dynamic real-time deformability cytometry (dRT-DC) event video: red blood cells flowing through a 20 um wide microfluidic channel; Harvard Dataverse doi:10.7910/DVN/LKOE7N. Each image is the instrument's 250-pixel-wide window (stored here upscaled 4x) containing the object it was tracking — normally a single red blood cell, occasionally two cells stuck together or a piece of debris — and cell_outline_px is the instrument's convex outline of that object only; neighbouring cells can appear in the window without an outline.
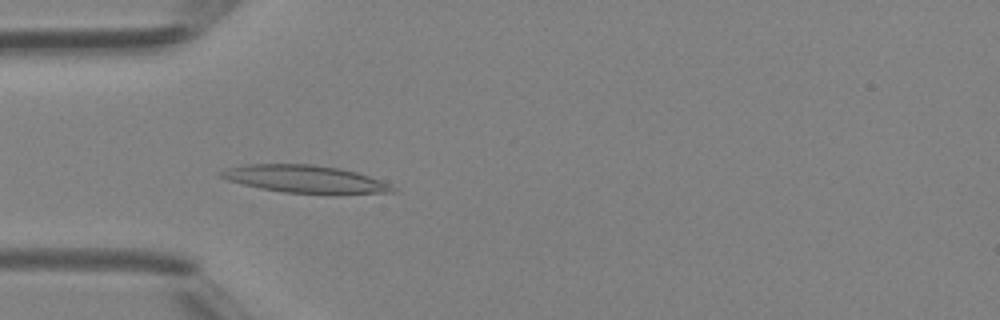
{"species": "Egyptian fruit bat (a non-hibernating species)", "species_latin": "Rousettus aegyptiacus", "temperature_condition": "room temperature", "stored_images_in_passage": 30, "camera_frame_rate_fps": 3000, "um_per_image_px": 0.085, "animal": {"sex": "female"}, "frame": {"image": 1, "passage_image": 6, "time_ms": 1.667, "image_size_px": [1000, 320], "cell_outline_px": [[396, 192], [284, 192], [260, 188], [228, 180], [216, 176], [216, 172], [228, 168], [248, 164], [308, 164], [340, 168], [356, 172], [380, 180], [396, 188]], "centroid_in_image_um": [25.81, 15.18], "position_along_channel_um": 59.2, "area_um2": 26.65}}
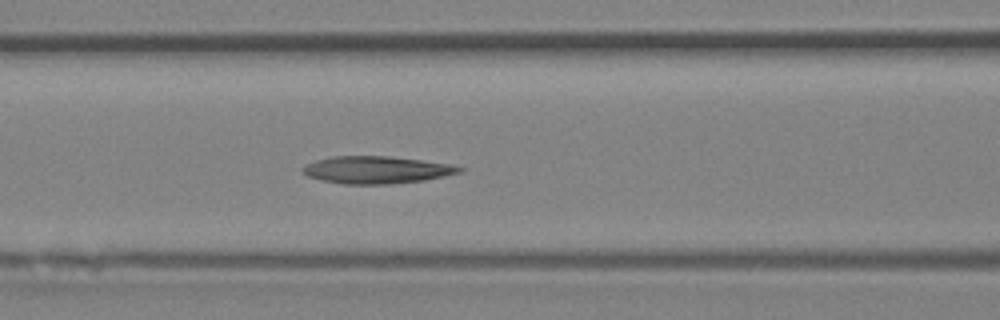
{"frame": {"image": 2, "passage_image": 11, "time_ms": 3.333, "image_size_px": [1000, 320], "cell_outline_px": [[464, 168], [460, 172], [424, 180], [388, 184], [344, 184], [320, 180], [308, 176], [300, 172], [300, 168], [316, 160], [332, 156], [388, 156], [420, 160], [448, 164]], "centroid_in_image_um": [31.92, 14.44], "position_along_channel_um": 134.7, "area_um2": 24.74}}
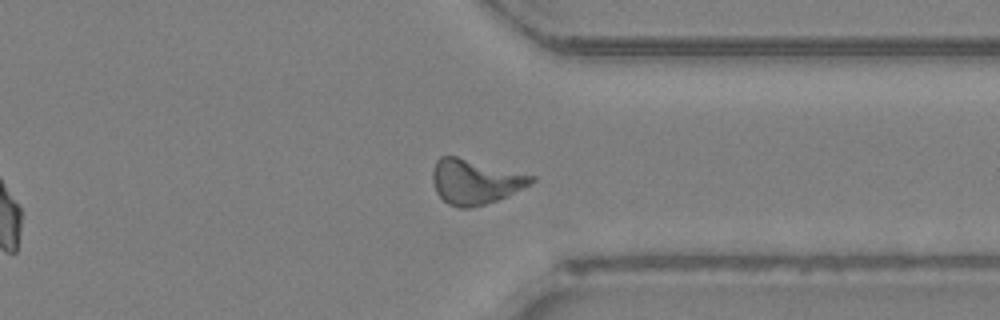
{"frame": {"image": 3, "passage_image": 26, "time_ms": 8.333, "image_size_px": [1000, 320], "cell_outline_px": [[536, 180], [496, 200], [472, 208], [460, 208], [448, 204], [436, 192], [432, 180], [432, 168], [436, 160], [440, 156], [456, 156], [536, 176]], "centroid_in_image_um": [40.32, 15.43], "position_along_channel_um": 371.1, "area_um2": 25.43}}